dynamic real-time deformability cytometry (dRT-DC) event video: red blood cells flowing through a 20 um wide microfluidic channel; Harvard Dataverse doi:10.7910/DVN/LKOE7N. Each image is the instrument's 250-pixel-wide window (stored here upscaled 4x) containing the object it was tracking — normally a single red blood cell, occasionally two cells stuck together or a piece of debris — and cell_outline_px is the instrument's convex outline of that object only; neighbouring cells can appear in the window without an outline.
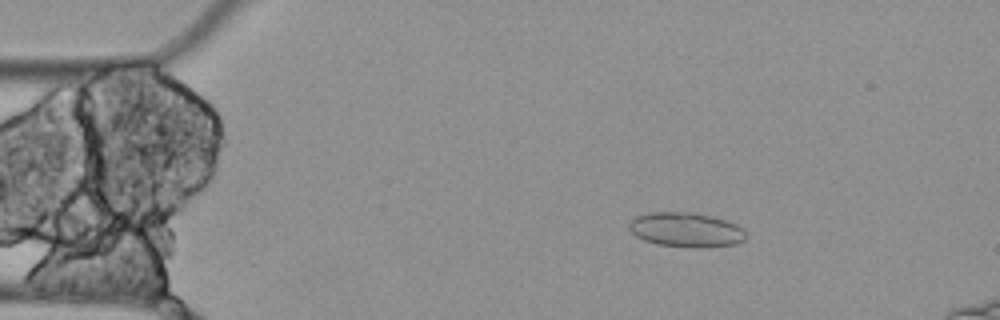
{"species": "Egyptian fruit bat (a non-hibernating species)", "species_latin": "Rousettus aegyptiacus", "temperature_condition": "cold", "stored_images_in_passage": 4, "camera_frame_rate_fps": 3000, "um_per_image_px": 0.085, "animal": {"sex": "female"}, "frame": {"image": 1, "passage_image": 3, "time_ms": 0.667, "image_size_px": [1000, 320], "cell_outline_px": [[748, 236], [744, 240], [736, 244], [696, 248], [656, 244], [644, 240], [636, 236], [628, 228], [628, 224], [636, 216], [652, 212], [692, 212], [712, 216], [736, 224], [744, 228]], "centroid_in_image_um": [58.33, 19.53], "position_along_channel_um": 26.7, "area_um2": 23.64}}